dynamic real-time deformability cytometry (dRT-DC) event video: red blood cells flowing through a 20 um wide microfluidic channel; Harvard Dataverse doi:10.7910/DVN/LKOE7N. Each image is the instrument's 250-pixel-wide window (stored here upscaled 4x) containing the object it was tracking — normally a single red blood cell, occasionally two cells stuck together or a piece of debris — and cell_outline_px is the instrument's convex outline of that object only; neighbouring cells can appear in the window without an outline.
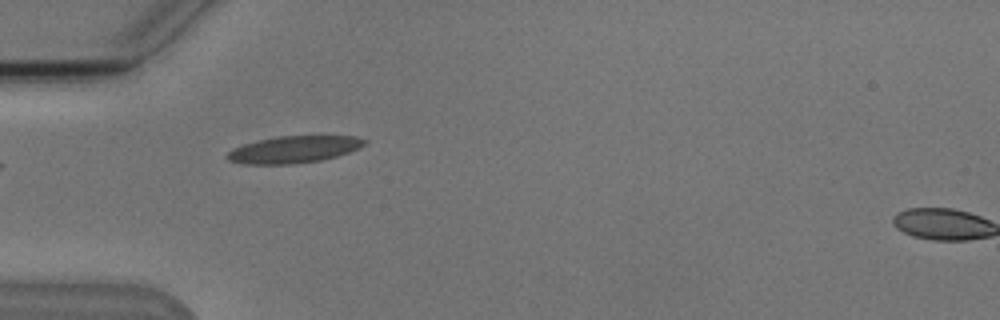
{"species": "Egyptian fruit bat (a non-hibernating species)", "species_latin": "Rousettus aegyptiacus", "temperature_condition": "cold", "stored_images_in_passage": 2, "camera_frame_rate_fps": 3000, "um_per_image_px": 0.085, "animal": {"sex": "male"}, "frame": {"image": 1, "passage_image": 2, "time_ms": 1.0, "image_size_px": [1000, 320], "cell_outline_px": [[368, 140], [360, 148], [336, 156], [320, 160], [292, 164], [244, 164], [228, 160], [224, 156], [232, 148], [244, 144], [260, 140], [280, 136], [356, 136]], "centroid_in_image_um": [24.96, 12.7], "position_along_channel_um": 60.0, "area_um2": 21.44}}